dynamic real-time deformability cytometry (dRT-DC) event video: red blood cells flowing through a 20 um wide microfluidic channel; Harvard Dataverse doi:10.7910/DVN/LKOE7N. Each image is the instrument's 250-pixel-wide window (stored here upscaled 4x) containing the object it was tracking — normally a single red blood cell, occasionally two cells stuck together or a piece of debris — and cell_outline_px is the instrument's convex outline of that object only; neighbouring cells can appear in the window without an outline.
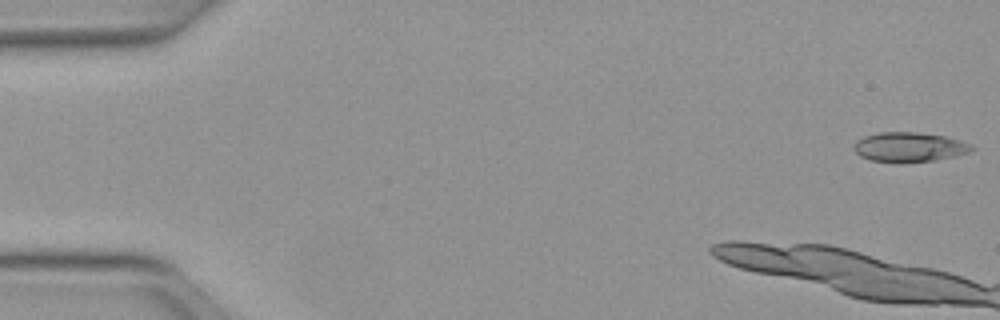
{"species": "Egyptian fruit bat (a non-hibernating species)", "species_latin": "Rousettus aegyptiacus", "temperature_condition": "warm", "stored_images_in_passage": 11, "camera_frame_rate_fps": 3000, "um_per_image_px": 0.085, "animal": {"sex": "female"}, "frame": {"image": 1, "passage_image": 1, "time_ms": 0.0, "image_size_px": [1000, 320], "cell_outline_px": [[976, 148], [968, 152], [956, 156], [936, 160], [904, 164], [896, 164], [872, 160], [860, 156], [852, 148], [856, 140], [864, 136], [880, 132], [916, 132], [944, 136], [960, 140], [972, 144]], "centroid_in_image_um": [77.28, 12.52], "position_along_channel_um": 7.7, "area_um2": 20.81}}